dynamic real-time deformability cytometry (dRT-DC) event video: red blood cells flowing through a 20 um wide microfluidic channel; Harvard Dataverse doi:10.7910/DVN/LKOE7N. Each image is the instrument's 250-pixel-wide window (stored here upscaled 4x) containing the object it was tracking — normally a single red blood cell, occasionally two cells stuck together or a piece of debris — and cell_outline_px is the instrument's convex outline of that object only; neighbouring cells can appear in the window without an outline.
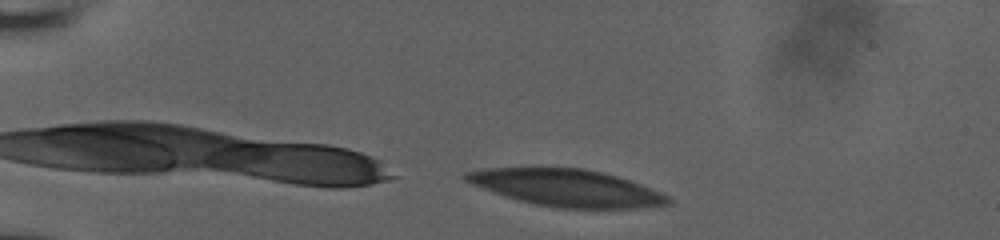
{"species": "human", "species_latin": "Homo sapiens", "temperature_condition": "room temperature", "stored_images_in_passage": 47, "camera_frame_rate_fps": 3000, "um_per_image_px": 0.085, "donor": {"sex": "male"}, "frame": {"image": 1, "passage_image": 4, "time_ms": 1.0, "image_size_px": [1000, 240], "cell_outline_px": [[672, 204], [636, 208], [556, 208], [536, 204], [504, 196], [472, 184], [464, 180], [460, 176], [464, 172], [484, 168], [584, 168], [616, 176], [640, 184], [660, 192], [668, 196], [672, 200]], "centroid_in_image_um": [48.13, 15.97], "position_along_channel_um": 36.9, "area_um2": 43.35}}
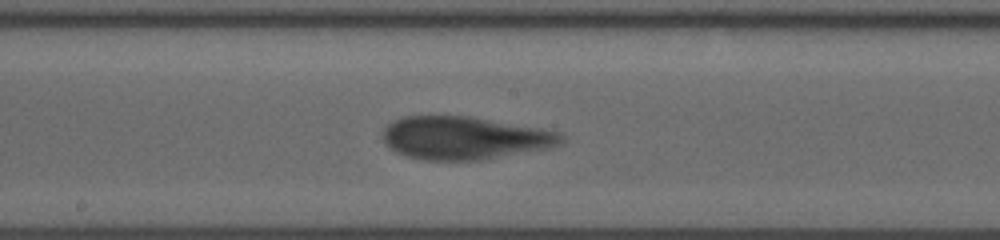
{"frame": {"image": 2, "passage_image": 23, "time_ms": 7.333, "image_size_px": [1000, 240], "cell_outline_px": [[564, 140], [560, 144], [552, 148], [480, 160], [424, 160], [408, 156], [396, 152], [384, 140], [380, 132], [392, 120], [404, 116], [468, 116], [540, 128], [560, 132], [564, 136]], "centroid_in_image_um": [39.49, 11.72], "position_along_channel_um": 208.7, "area_um2": 44.68}}
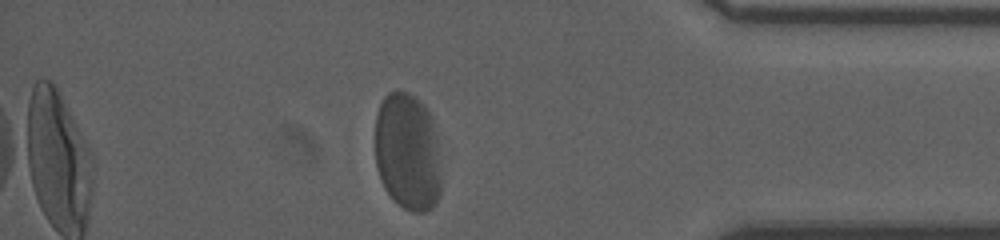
{"frame": {"image": 3, "passage_image": 40, "time_ms": 13.0, "image_size_px": [1000, 240], "cell_outline_px": [[440, 192], [436, 204], [432, 208], [424, 212], [412, 212], [404, 208], [392, 200], [384, 188], [376, 164], [376, 116], [380, 104], [384, 96], [388, 92], [408, 92], [416, 96], [420, 100], [432, 116], [436, 136], [440, 172]], "centroid_in_image_um": [34.65, 12.92], "position_along_channel_um": 400.6, "area_um2": 45.6}, "authors_computed_cell_mechanics": {"area_um2": 45.1418, "velocity_mm_per_s": 3.7982, "shape_relaxation_time_tau1_ms": 5.9142, "shape_relaxation_time_tau2_ms": 0.8552, "deformation_change_tau1": 0.1819, "deformation_change_tau2": 0.0706}}